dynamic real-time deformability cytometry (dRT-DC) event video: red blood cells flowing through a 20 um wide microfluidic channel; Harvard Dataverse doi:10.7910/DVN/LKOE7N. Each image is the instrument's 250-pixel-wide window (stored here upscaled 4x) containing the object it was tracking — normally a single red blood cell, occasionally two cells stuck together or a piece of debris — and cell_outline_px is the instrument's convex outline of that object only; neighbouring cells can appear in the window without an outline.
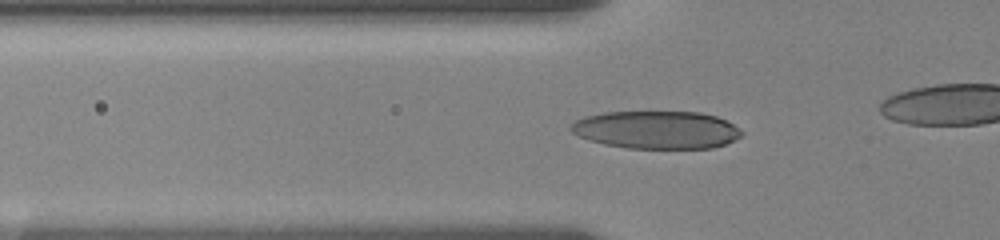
{"species": "human", "species_latin": "Homo sapiens", "temperature_condition": "room temperature", "stored_images_in_passage": 20, "camera_frame_rate_fps": 3000, "um_per_image_px": 0.085, "donor": {"sex": "female"}, "frame": {"image": 1, "passage_image": 20, "time_ms": 6.333, "image_size_px": [1000, 240], "cell_outline_px": [[744, 132], [740, 136], [724, 144], [712, 148], [628, 148], [604, 144], [580, 136], [572, 132], [568, 128], [576, 120], [584, 116], [604, 112], [700, 112], [716, 116], [740, 128]], "centroid_in_image_um": [55.8, 11.03], "position_along_channel_um": 70.0, "area_um2": 37.4}}